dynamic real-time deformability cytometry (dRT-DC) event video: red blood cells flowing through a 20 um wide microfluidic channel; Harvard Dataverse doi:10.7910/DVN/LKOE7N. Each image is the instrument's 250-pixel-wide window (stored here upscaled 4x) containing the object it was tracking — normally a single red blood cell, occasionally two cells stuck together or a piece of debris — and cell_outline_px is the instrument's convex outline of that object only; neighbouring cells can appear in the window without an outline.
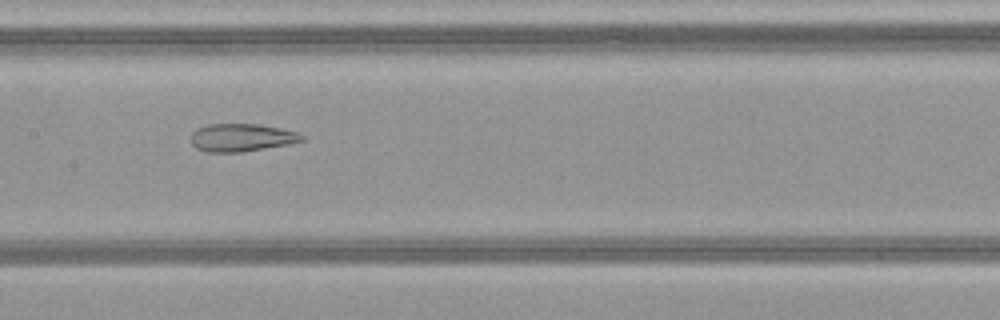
{"species": "common noctule bat (a hibernating species)", "species_latin": "Nyctalus noctula", "temperature_condition": "warm", "stored_images_in_passage": 41, "camera_frame_rate_fps": 3000, "um_per_image_px": 0.085, "animal": {"sex": "female", "body_mass_g": 21.9}, "frame": {"image": 1, "passage_image": 16, "time_ms": 5.0, "image_size_px": [1000, 320], "cell_outline_px": [[304, 140], [288, 144], [244, 152], [208, 152], [196, 148], [192, 144], [192, 132], [196, 128], [208, 124], [260, 124], [280, 128], [296, 132], [304, 136]], "centroid_in_image_um": [20.52, 11.69], "position_along_channel_um": 186.9, "area_um2": 17.98}}
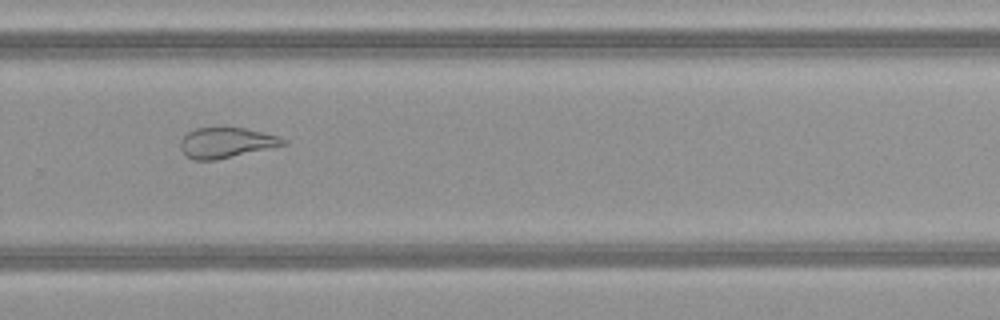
{"frame": {"image": 2, "passage_image": 25, "time_ms": 8.0, "image_size_px": [1000, 320], "cell_outline_px": [[288, 144], [216, 160], [192, 160], [184, 156], [180, 148], [180, 140], [188, 132], [196, 128], [244, 128], [280, 136], [288, 140]], "centroid_in_image_um": [19.22, 12.14], "position_along_channel_um": 310.6, "area_um2": 18.26}}
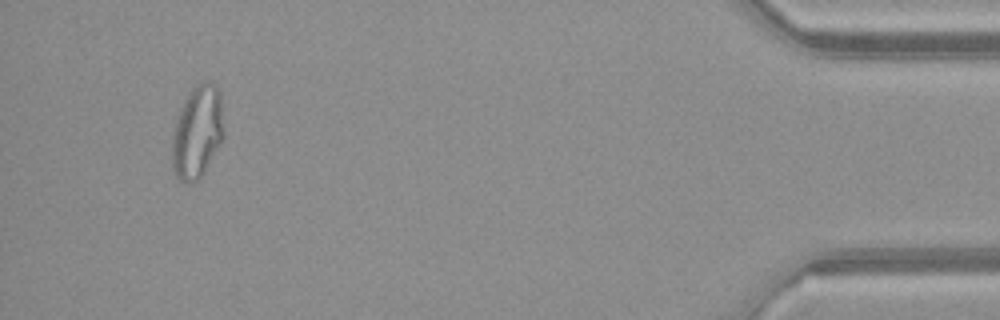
{"frame": {"image": 3, "passage_image": 38, "time_ms": 12.333, "image_size_px": [1000, 320], "cell_outline_px": [[224, 140], [200, 180], [192, 184], [188, 184], [180, 180], [176, 176], [172, 168], [172, 132], [180, 108], [188, 92], [192, 88], [208, 80], [212, 80], [216, 84], [220, 92], [224, 128]], "centroid_in_image_um": [16.79, 11.25], "position_along_channel_um": 418.4, "area_um2": 28.78}, "authors_computed_cell_mechanics": {"area_um2": 23.1778, "velocity_mm_per_s": 4.1395, "shape_relaxation_time_tau1_ms": null, "shape_relaxation_time_tau2_ms": 2.2848, "deformation_change_tau1": null, "deformation_change_tau2": 0.1124}}